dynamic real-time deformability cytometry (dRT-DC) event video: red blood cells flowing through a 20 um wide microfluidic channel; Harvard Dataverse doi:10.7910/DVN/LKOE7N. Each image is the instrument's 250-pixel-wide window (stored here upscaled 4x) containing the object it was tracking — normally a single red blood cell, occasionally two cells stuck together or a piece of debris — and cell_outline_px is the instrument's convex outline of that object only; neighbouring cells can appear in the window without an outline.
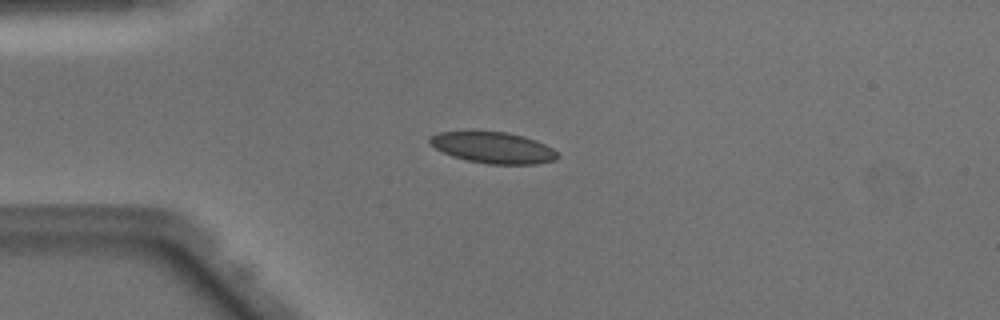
{"species": "Egyptian fruit bat (a non-hibernating species)", "species_latin": "Rousettus aegyptiacus", "temperature_condition": "warm", "stored_images_in_passage": 44, "camera_frame_rate_fps": 3000, "um_per_image_px": 0.085, "animal": {"sex": "male"}, "frame": {"image": 1, "passage_image": 7, "time_ms": 2.0, "image_size_px": [1000, 320], "cell_outline_px": [[560, 156], [556, 160], [536, 164], [488, 164], [468, 160], [452, 156], [436, 148], [428, 140], [428, 136], [440, 132], [508, 132], [524, 136], [536, 140], [552, 148]], "centroid_in_image_um": [41.95, 12.55], "position_along_channel_um": 43.1, "area_um2": 23.06}}
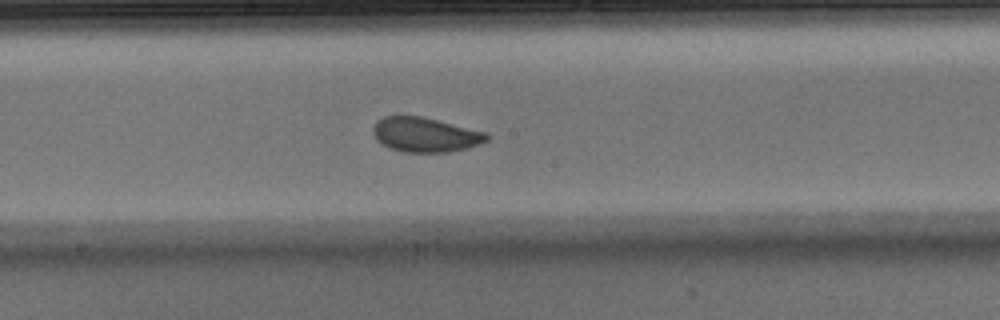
{"frame": {"image": 2, "passage_image": 21, "time_ms": 6.667, "image_size_px": [1000, 320], "cell_outline_px": [[488, 140], [464, 148], [448, 152], [404, 152], [392, 148], [376, 140], [372, 132], [372, 128], [376, 120], [384, 116], [420, 116], [488, 132]], "centroid_in_image_um": [36.11, 11.43], "position_along_channel_um": 212.1, "area_um2": 22.72}}
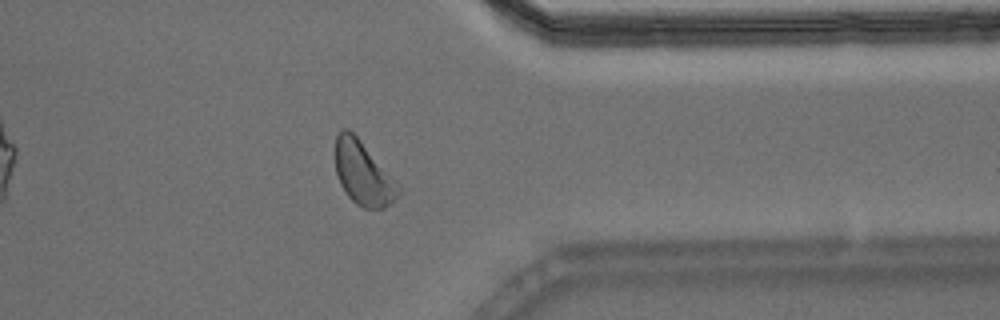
{"frame": {"image": 3, "passage_image": 34, "time_ms": 11.0, "image_size_px": [1000, 320], "cell_outline_px": [[400, 192], [384, 208], [364, 208], [356, 204], [348, 196], [340, 184], [336, 172], [336, 136], [344, 128], [348, 128], [360, 140], [400, 184]], "centroid_in_image_um": [30.87, 14.74], "position_along_channel_um": 380.5, "area_um2": 23.0}, "authors_computed_cell_mechanics": {"area_um2": 23.2067, "velocity_mm_per_s": 4.068, "shape_relaxation_time_tau1_ms": 2.3938, "shape_relaxation_time_tau2_ms": 1.6416, "deformation_change_tau1": 0.0772, "deformation_change_tau2": 0.0748}}